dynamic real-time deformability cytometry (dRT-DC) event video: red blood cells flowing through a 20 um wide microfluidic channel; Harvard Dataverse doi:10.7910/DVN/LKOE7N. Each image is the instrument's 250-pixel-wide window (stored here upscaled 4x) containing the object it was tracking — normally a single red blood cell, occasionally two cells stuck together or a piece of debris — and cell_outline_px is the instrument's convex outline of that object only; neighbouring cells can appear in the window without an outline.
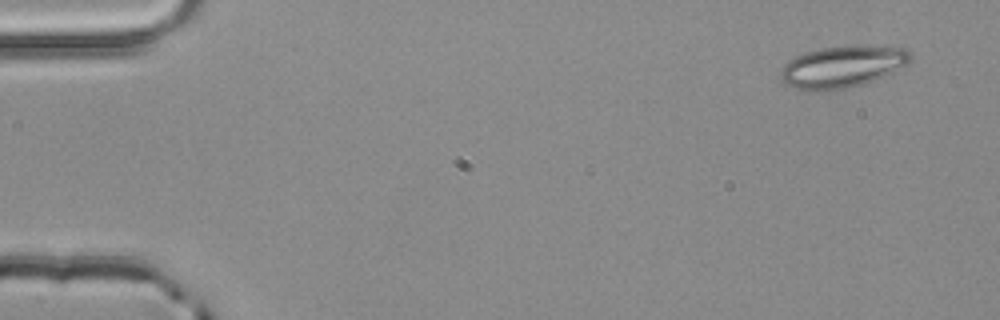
{"species": "common noctule bat (a hibernating species)", "species_latin": "Nyctalus noctula", "temperature_condition": "room temperature", "stored_images_in_passage": 3, "camera_frame_rate_fps": 3000, "um_per_image_px": 0.085, "animal": {"sex": "male", "body_mass_g": 20.4}, "frame": {"image": 1, "passage_image": 1, "time_ms": 0.0, "image_size_px": [1000, 320], "cell_outline_px": [[912, 60], [908, 64], [892, 72], [864, 84], [848, 88], [824, 92], [804, 92], [788, 84], [780, 76], [780, 68], [788, 60], [796, 56], [808, 52], [824, 48], [848, 44], [856, 44], [908, 48], [912, 52]], "centroid_in_image_um": [71.63, 5.67], "position_along_channel_um": 13.4, "area_um2": 32.31}}